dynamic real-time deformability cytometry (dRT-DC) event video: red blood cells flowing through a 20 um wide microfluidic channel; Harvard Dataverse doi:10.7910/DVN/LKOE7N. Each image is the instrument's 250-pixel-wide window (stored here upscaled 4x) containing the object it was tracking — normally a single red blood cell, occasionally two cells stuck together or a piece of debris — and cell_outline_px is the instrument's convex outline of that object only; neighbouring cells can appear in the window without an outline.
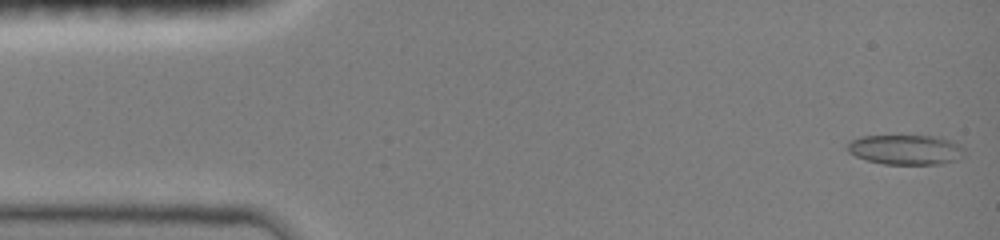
{"species": "common noctule bat (a hibernating species)", "species_latin": "Nyctalus noctula", "temperature_condition": "room temperature", "stored_images_in_passage": 47, "camera_frame_rate_fps": 3000, "um_per_image_px": 0.085, "animal": {"sex": "female", "body_mass_g": 19.0, "forearm_length_mm": 51.5}, "frame": {"image": 1, "passage_image": 1, "time_ms": 0.0, "image_size_px": [1000, 240], "cell_outline_px": [[964, 156], [956, 160], [940, 164], [884, 164], [868, 160], [856, 156], [848, 152], [848, 144], [852, 140], [860, 136], [936, 136], [952, 140], [960, 144], [964, 148]], "centroid_in_image_um": [77.03, 12.72], "position_along_channel_um": 8.0, "area_um2": 20.4}}
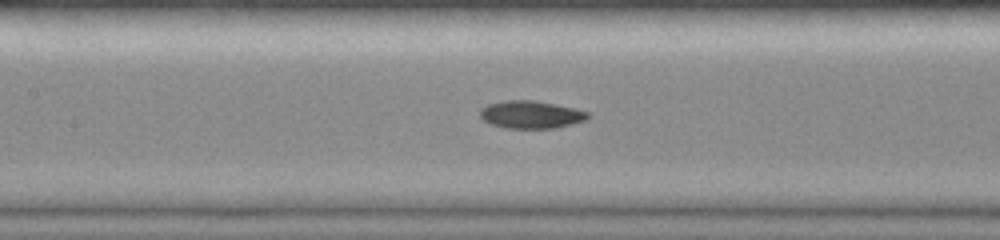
{"frame": {"image": 2, "passage_image": 21, "time_ms": 6.667, "image_size_px": [1000, 240], "cell_outline_px": [[592, 116], [584, 120], [572, 124], [556, 128], [504, 128], [492, 124], [484, 120], [480, 116], [480, 108], [488, 104], [504, 100], [536, 100], [576, 108], [588, 112]], "centroid_in_image_um": [45.15, 9.73], "position_along_channel_um": 162.3, "area_um2": 17.51}}
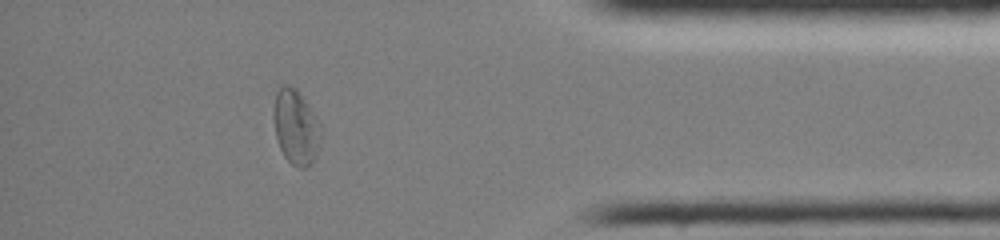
{"frame": {"image": 3, "passage_image": 41, "time_ms": 13.333, "image_size_px": [1000, 240], "cell_outline_px": [[324, 136], [316, 156], [312, 164], [304, 168], [296, 168], [284, 156], [276, 140], [272, 116], [276, 92], [284, 84], [288, 84], [296, 88], [308, 104], [316, 116], [324, 132]], "centroid_in_image_um": [25.18, 10.83], "position_along_channel_um": 410.0, "area_um2": 21.33}, "authors_computed_cell_mechanics": {"area_um2": 17.918, "velocity_mm_per_s": 4.0413, "shape_relaxation_time_tau1_ms": null, "shape_relaxation_time_tau2_ms": 6.0011, "deformation_change_tau1": null, "deformation_change_tau2": 0.095}}